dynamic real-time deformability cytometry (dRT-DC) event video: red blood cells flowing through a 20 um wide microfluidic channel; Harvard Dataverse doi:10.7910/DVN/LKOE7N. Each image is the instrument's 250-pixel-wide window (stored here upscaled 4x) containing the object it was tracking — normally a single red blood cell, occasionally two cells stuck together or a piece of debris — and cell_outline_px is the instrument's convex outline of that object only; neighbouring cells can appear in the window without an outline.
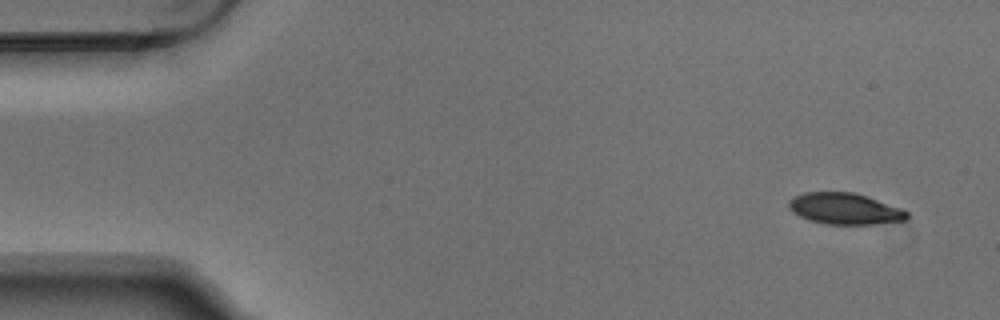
{"species": "Egyptian fruit bat (a non-hibernating species)", "species_latin": "Rousettus aegyptiacus", "temperature_condition": "warm", "stored_images_in_passage": 4, "camera_frame_rate_fps": 3000, "um_per_image_px": 0.085, "animal": {"sex": "male"}, "frame": {"image": 1, "passage_image": 1, "time_ms": 0.0, "image_size_px": [1000, 320], "cell_outline_px": [[908, 220], [872, 224], [824, 224], [808, 220], [792, 212], [788, 208], [788, 200], [792, 196], [804, 192], [852, 192], [868, 196], [900, 208], [908, 212]], "centroid_in_image_um": [71.76, 17.73], "position_along_channel_um": 13.2, "area_um2": 21.73}}
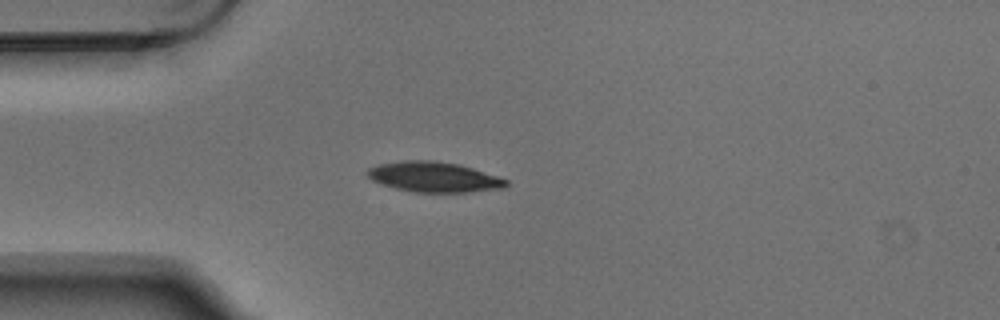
{"frame": {"image": 2, "passage_image": 4, "time_ms": 1.0, "image_size_px": [1000, 320], "cell_outline_px": [[508, 184], [504, 188], [468, 192], [412, 192], [380, 184], [372, 180], [364, 172], [368, 168], [380, 164], [400, 160], [436, 160], [460, 164], [508, 180]], "centroid_in_image_um": [36.85, 15.03], "position_along_channel_um": 48.2, "area_um2": 24.57}}